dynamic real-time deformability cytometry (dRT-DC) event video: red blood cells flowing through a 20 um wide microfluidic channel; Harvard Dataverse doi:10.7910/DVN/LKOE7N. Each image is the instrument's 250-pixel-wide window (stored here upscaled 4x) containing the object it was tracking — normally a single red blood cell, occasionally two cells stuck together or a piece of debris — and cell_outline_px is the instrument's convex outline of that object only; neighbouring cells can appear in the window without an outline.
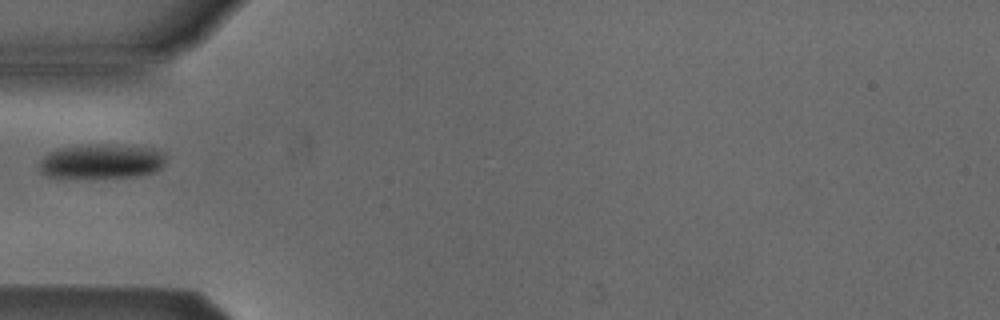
{"species": "Egyptian fruit bat (a non-hibernating species)", "species_latin": "Rousettus aegyptiacus", "temperature_condition": "cold", "stored_images_in_passage": 27, "segment_of_instrument_passage": [1, 2], "camera_frame_rate_fps": 3000, "um_per_image_px": 0.085, "animal": {"sex": "male"}, "frame": {"image": 1, "passage_image": 1, "time_ms": 0.0, "image_size_px": [1000, 320], "cell_outline_px": [[168, 160], [156, 172], [140, 176], [92, 180], [88, 180], [44, 176], [40, 172], [40, 160], [48, 152], [56, 148], [80, 144], [108, 144], [152, 148], [164, 152]], "centroid_in_image_um": [8.61, 13.75], "position_along_channel_um": 76.4, "area_um2": 26.99}}
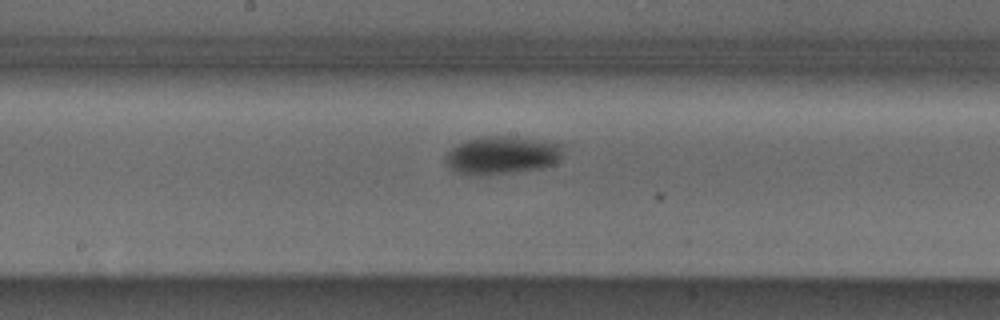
{"frame": {"image": 2, "passage_image": 11, "time_ms": 3.333, "image_size_px": [1000, 320], "cell_outline_px": [[560, 160], [556, 164], [544, 168], [488, 176], [468, 176], [456, 172], [448, 168], [444, 160], [448, 152], [456, 144], [464, 140], [484, 136], [500, 136], [560, 144]], "centroid_in_image_um": [42.56, 13.25], "position_along_channel_um": 205.6, "area_um2": 26.13}}
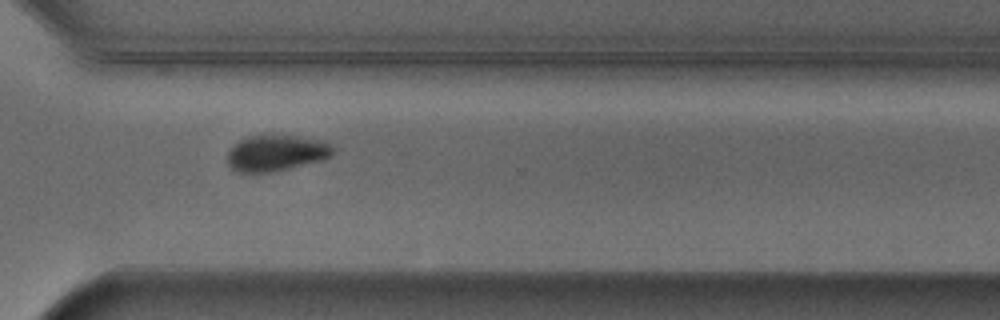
{"frame": {"image": 3, "passage_image": 22, "time_ms": 7.0, "image_size_px": [1000, 320], "cell_outline_px": [[332, 152], [324, 160], [288, 168], [268, 172], [240, 172], [232, 168], [228, 164], [228, 152], [240, 140], [248, 136], [296, 136], [324, 140], [332, 144]], "centroid_in_image_um": [23.5, 13.0], "position_along_channel_um": 347.1, "area_um2": 21.73}}